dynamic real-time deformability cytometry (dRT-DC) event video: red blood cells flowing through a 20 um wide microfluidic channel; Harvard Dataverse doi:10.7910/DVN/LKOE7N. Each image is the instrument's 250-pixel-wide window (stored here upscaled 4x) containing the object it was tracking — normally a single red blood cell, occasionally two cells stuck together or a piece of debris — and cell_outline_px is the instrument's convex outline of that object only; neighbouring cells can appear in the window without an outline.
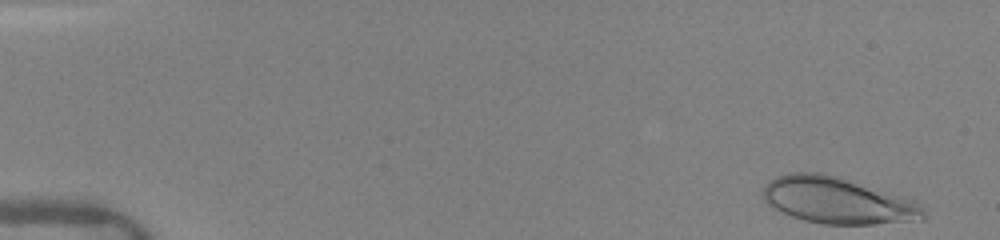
{"species": "human", "species_latin": "Homo sapiens", "temperature_condition": "warm", "stored_images_in_passage": 37, "camera_frame_rate_fps": 3000, "um_per_image_px": 0.085, "donor": {"sex": "female"}, "frame": {"image": 1, "passage_image": 1, "time_ms": 0.0, "image_size_px": [1000, 240], "cell_outline_px": [[924, 220], [876, 224], [824, 224], [804, 220], [792, 216], [768, 204], [764, 200], [760, 192], [776, 176], [788, 172], [824, 172], [916, 200], [924, 204]], "centroid_in_image_um": [71.24, 17.03], "position_along_channel_um": 13.8, "area_um2": 43.64}}
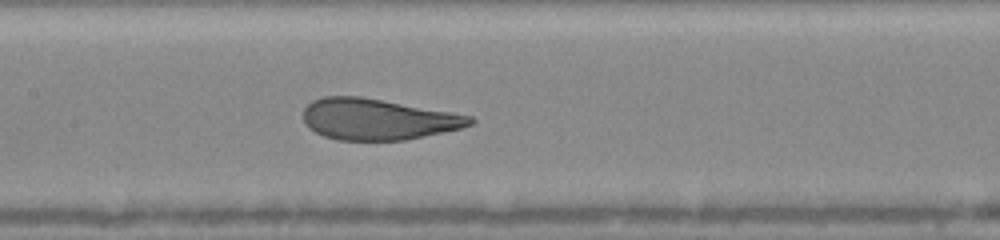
{"frame": {"image": 2, "passage_image": 18, "time_ms": 7.333, "image_size_px": [1000, 240], "cell_outline_px": [[476, 120], [472, 124], [460, 128], [444, 132], [404, 140], [336, 140], [324, 136], [308, 128], [304, 120], [304, 108], [312, 100], [324, 96], [360, 96], [472, 116]], "centroid_in_image_um": [32.08, 10.14], "position_along_channel_um": 175.3, "area_um2": 39.71}}
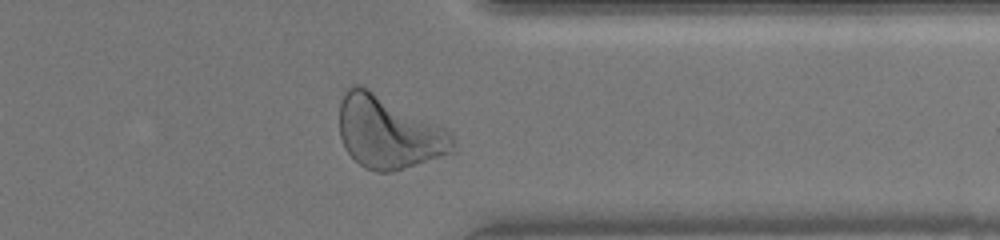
{"frame": {"image": 3, "passage_image": 31, "time_ms": 12.333, "image_size_px": [1000, 240], "cell_outline_px": [[456, 152], [392, 172], [376, 172], [364, 168], [344, 148], [340, 136], [340, 104], [344, 92], [348, 88], [356, 84], [368, 88], [452, 132], [456, 140]], "centroid_in_image_um": [33.05, 11.28], "position_along_channel_um": 378.3, "area_um2": 47.92}, "authors_computed_cell_mechanics": {"area_um2": 42.0784, "velocity_mm_per_s": 4.1069, "shape_relaxation_time_tau1_ms": 2.7735, "shape_relaxation_time_tau2_ms": null, "deformation_change_tau1": 0.1603, "deformation_change_tau2": null}}